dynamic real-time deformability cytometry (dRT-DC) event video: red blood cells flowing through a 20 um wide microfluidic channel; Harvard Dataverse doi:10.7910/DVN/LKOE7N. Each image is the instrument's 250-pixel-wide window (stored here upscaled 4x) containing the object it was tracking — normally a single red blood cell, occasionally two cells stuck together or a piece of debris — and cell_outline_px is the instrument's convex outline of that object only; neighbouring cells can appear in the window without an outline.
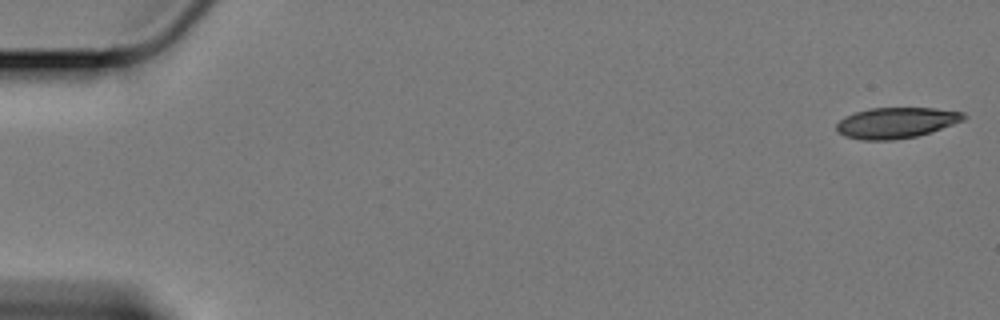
{"species": "Egyptian fruit bat (a non-hibernating species)", "species_latin": "Rousettus aegyptiacus", "temperature_condition": "cold", "stored_images_in_passage": 6, "camera_frame_rate_fps": 3000, "um_per_image_px": 0.085, "animal": {"sex": "female"}, "frame": {"image": 1, "passage_image": 1, "time_ms": 0.0, "image_size_px": [1000, 320], "cell_outline_px": [[968, 116], [964, 120], [916, 136], [892, 140], [864, 140], [844, 136], [836, 128], [836, 124], [844, 116], [868, 108], [936, 108], [964, 112]], "centroid_in_image_um": [76.17, 10.42], "position_along_channel_um": 8.8, "area_um2": 22.66}}